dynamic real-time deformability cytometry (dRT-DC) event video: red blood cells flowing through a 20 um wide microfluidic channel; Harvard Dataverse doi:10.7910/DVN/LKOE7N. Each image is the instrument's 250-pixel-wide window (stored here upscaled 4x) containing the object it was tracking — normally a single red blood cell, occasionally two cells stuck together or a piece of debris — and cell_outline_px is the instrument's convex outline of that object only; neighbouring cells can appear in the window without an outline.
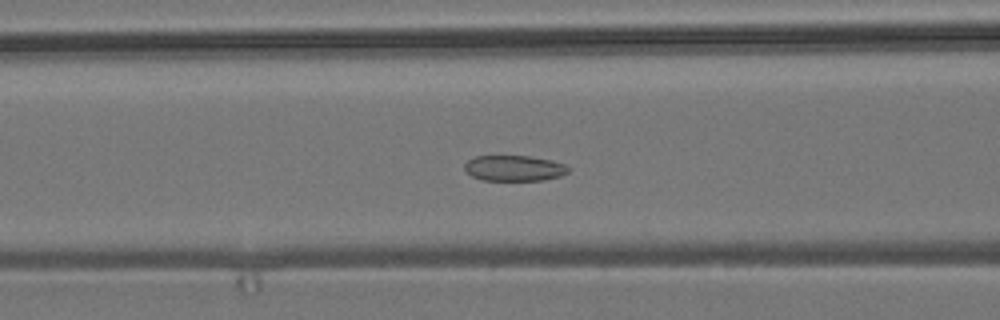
{"species": "common noctule bat (a hibernating species)", "species_latin": "Nyctalus noctula", "temperature_condition": "room temperature", "stored_images_in_passage": 46, "camera_frame_rate_fps": 3000, "um_per_image_px": 0.085, "animal": {"sex": "male", "body_mass_g": 19.2, "forearm_length_mm": 51.8}, "frame": {"image": 1, "passage_image": 13, "time_ms": 4.0, "image_size_px": [1000, 320], "cell_outline_px": [[568, 172], [560, 176], [544, 180], [480, 180], [472, 176], [464, 168], [464, 164], [468, 160], [476, 156], [528, 156], [552, 160], [564, 164], [568, 168]], "centroid_in_image_um": [43.69, 14.3], "position_along_channel_um": 122.9, "area_um2": 15.43}}
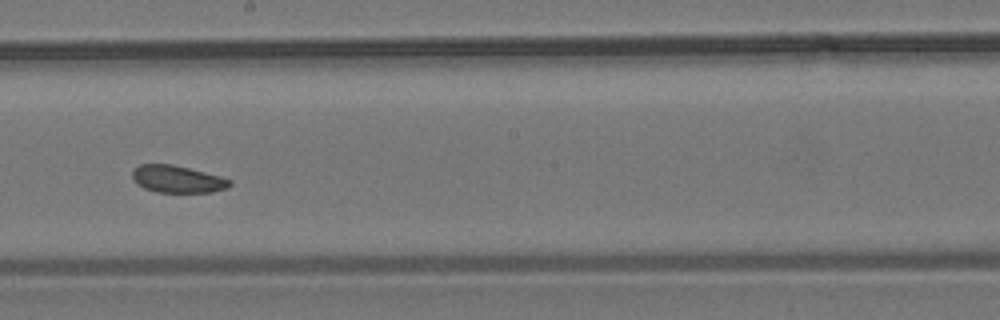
{"frame": {"image": 2, "passage_image": 22, "time_ms": 7.0, "image_size_px": [1000, 320], "cell_outline_px": [[232, 184], [228, 188], [212, 192], [156, 192], [144, 188], [136, 184], [132, 180], [132, 172], [140, 164], [172, 164], [220, 176], [232, 180]], "centroid_in_image_um": [15.08, 15.23], "position_along_channel_um": 233.1, "area_um2": 15.49}}
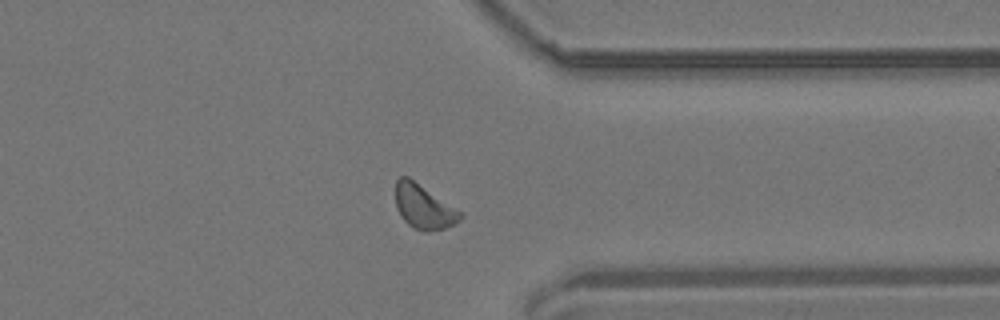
{"frame": {"image": 3, "passage_image": 34, "time_ms": 11.0, "image_size_px": [1000, 320], "cell_outline_px": [[464, 216], [456, 224], [444, 228], [428, 232], [424, 232], [408, 224], [400, 216], [396, 208], [396, 180], [400, 176], [408, 176], [464, 212]], "centroid_in_image_um": [36.05, 17.57], "position_along_channel_um": 375.3, "area_um2": 16.99}, "authors_computed_cell_mechanics": {"area_um2": 16.3863, "velocity_mm_per_s": 3.6804, "shape_relaxation_time_tau1_ms": null, "shape_relaxation_time_tau2_ms": 3.6538, "deformation_change_tau1": null, "deformation_change_tau2": 0.0945}}